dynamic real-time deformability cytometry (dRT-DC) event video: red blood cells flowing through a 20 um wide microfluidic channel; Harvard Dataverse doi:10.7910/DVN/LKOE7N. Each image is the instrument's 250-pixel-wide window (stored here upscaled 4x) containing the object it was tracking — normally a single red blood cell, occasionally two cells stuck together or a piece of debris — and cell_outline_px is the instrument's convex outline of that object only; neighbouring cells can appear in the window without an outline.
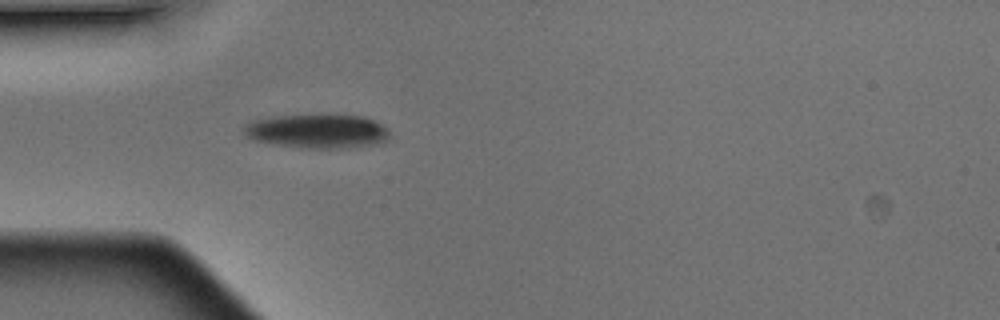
{"species": "Egyptian fruit bat (a non-hibernating species)", "species_latin": "Rousettus aegyptiacus", "temperature_condition": "warm", "stored_images_in_passage": 2, "camera_frame_rate_fps": 3000, "um_per_image_px": 0.085, "animal": {"sex": "male"}, "frame": {"image": 1, "passage_image": 1, "time_ms": 0.0, "image_size_px": [1000, 320], "cell_outline_px": [[392, 136], [388, 140], [376, 144], [340, 148], [308, 148], [280, 144], [256, 140], [244, 136], [244, 124], [252, 120], [276, 116], [320, 112], [364, 116], [388, 128]], "centroid_in_image_um": [27.02, 11.1], "position_along_channel_um": 58.0, "area_um2": 29.65}}